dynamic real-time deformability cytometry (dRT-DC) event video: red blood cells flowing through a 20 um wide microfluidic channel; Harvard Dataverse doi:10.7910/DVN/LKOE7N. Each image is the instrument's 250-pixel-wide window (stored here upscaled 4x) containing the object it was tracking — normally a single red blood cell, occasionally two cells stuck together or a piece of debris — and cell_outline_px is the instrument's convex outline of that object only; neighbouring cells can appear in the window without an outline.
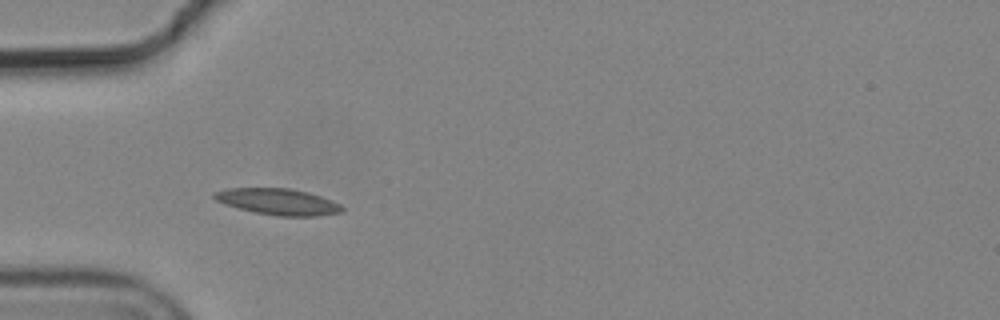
{"species": "common noctule bat (a hibernating species)", "species_latin": "Nyctalus noctula", "temperature_condition": "cold", "stored_images_in_passage": 5, "camera_frame_rate_fps": 3000, "um_per_image_px": 0.085, "animal": {"sex": "male", "body_mass_g": 19.2, "forearm_length_mm": 51.8}, "frame": {"image": 1, "passage_image": 4, "time_ms": 1.0, "image_size_px": [1000, 320], "cell_outline_px": [[344, 212], [320, 216], [276, 216], [256, 212], [224, 204], [216, 200], [212, 196], [216, 192], [228, 188], [288, 188], [308, 192], [320, 196], [340, 204], [344, 208]], "centroid_in_image_um": [23.67, 17.15], "position_along_channel_um": 61.3, "area_um2": 19.48}}
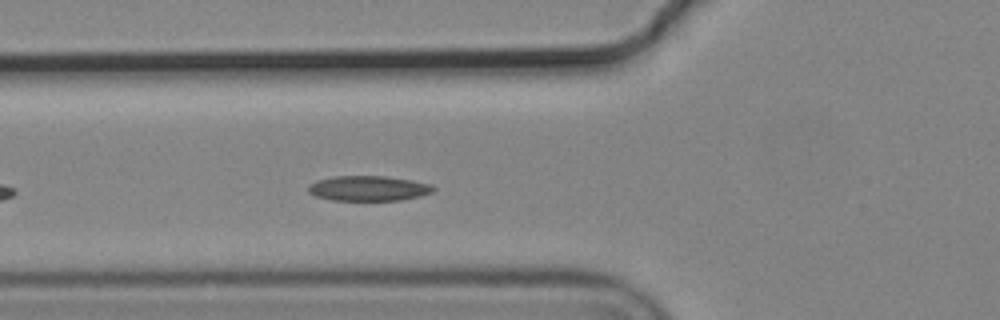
{"frame": {"image": 2, "passage_image": 5, "time_ms": 1.333, "image_size_px": [1000, 320], "cell_outline_px": [[436, 188], [432, 192], [420, 196], [400, 200], [332, 200], [316, 196], [308, 192], [308, 184], [316, 180], [332, 176], [384, 176], [412, 180], [432, 184]], "centroid_in_image_um": [31.31, 16.0], "position_along_channel_um": 94.5, "area_um2": 18.38}}